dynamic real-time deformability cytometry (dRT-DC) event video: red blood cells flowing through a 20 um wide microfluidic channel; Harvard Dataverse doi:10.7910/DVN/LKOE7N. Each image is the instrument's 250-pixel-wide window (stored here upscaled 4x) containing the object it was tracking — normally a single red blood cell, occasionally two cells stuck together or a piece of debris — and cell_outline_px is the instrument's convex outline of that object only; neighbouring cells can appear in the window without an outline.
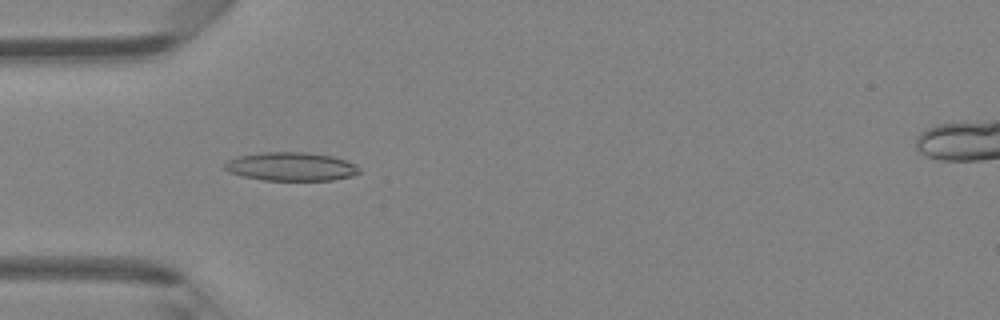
{"species": "Egyptian fruit bat (a non-hibernating species)", "species_latin": "Rousettus aegyptiacus", "temperature_condition": "room temperature", "stored_images_in_passage": 22, "camera_frame_rate_fps": 3000, "um_per_image_px": 0.085, "animal": {"sex": "female"}, "frame": {"image": 1, "passage_image": 2, "time_ms": 0.333, "image_size_px": [1000, 320], "cell_outline_px": [[360, 172], [352, 176], [332, 180], [264, 180], [244, 176], [228, 172], [224, 168], [224, 164], [228, 160], [236, 156], [260, 152], [308, 152], [332, 156], [356, 164], [360, 168]], "centroid_in_image_um": [24.73, 14.15], "position_along_channel_um": 60.3, "area_um2": 22.48}}
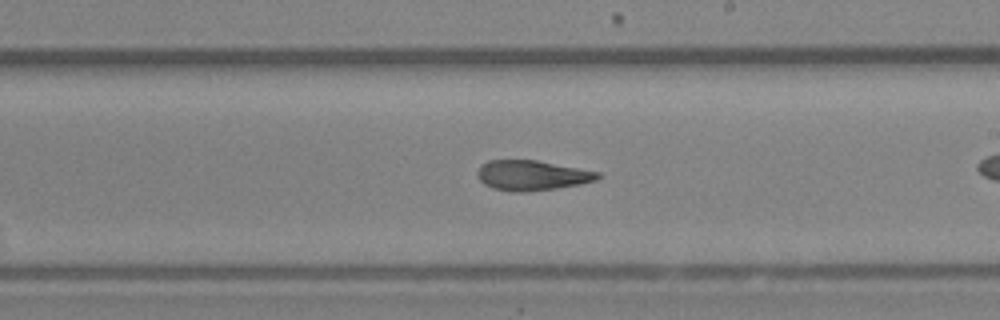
{"frame": {"image": 2, "passage_image": 12, "time_ms": 3.667, "image_size_px": [1000, 320], "cell_outline_px": [[600, 176], [596, 180], [580, 184], [556, 188], [524, 192], [512, 192], [492, 188], [484, 184], [480, 180], [476, 172], [488, 160], [536, 160], [600, 172]], "centroid_in_image_um": [45.21, 14.91], "position_along_channel_um": 243.8, "area_um2": 20.92}}
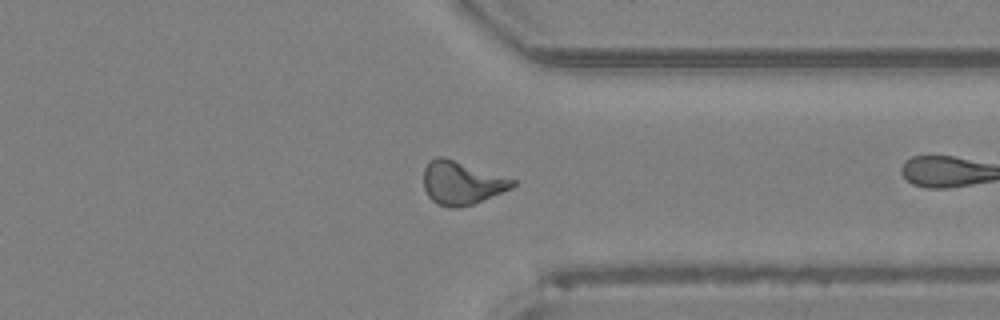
{"frame": {"image": 3, "passage_image": 21, "time_ms": 6.667, "image_size_px": [1000, 320], "cell_outline_px": [[516, 184], [512, 188], [472, 204], [460, 208], [448, 208], [436, 204], [428, 196], [424, 188], [424, 168], [428, 160], [436, 156], [444, 156], [516, 180]], "centroid_in_image_um": [39.2, 15.54], "position_along_channel_um": 372.2, "area_um2": 22.6}}